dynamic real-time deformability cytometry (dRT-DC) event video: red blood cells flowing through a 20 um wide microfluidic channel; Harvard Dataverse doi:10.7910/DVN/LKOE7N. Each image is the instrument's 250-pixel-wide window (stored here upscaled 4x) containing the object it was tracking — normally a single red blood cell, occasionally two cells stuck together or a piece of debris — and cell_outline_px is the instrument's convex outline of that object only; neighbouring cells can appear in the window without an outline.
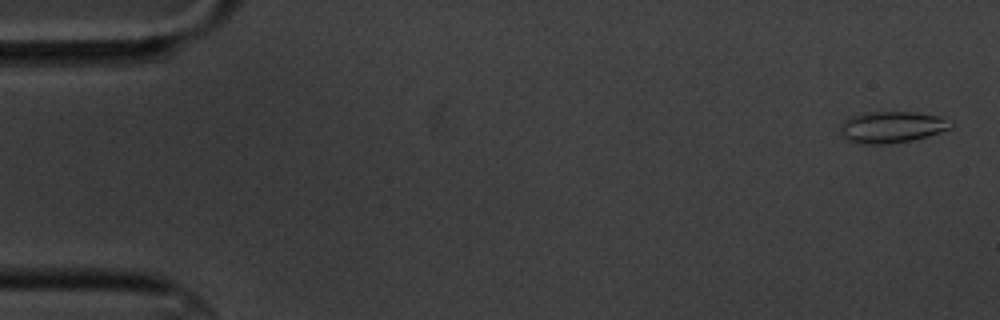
{"species": "common noctule bat (a hibernating species)", "species_latin": "Nyctalus noctula", "temperature_condition": "cold", "stored_images_in_passage": 15, "camera_frame_rate_fps": 3000, "um_per_image_px": 0.085, "animal": {"sex": "male", "body_mass_g": 20.1, "forearm_length_mm": 53.5}, "frame": {"image": 1, "passage_image": 1, "time_ms": 0.0, "image_size_px": [1000, 320], "cell_outline_px": [[956, 124], [952, 128], [928, 136], [912, 140], [892, 144], [856, 144], [844, 140], [840, 136], [840, 128], [844, 120], [848, 116], [868, 112], [916, 112], [940, 116]], "centroid_in_image_um": [75.77, 10.81], "position_along_channel_um": 9.2, "area_um2": 20.81}}
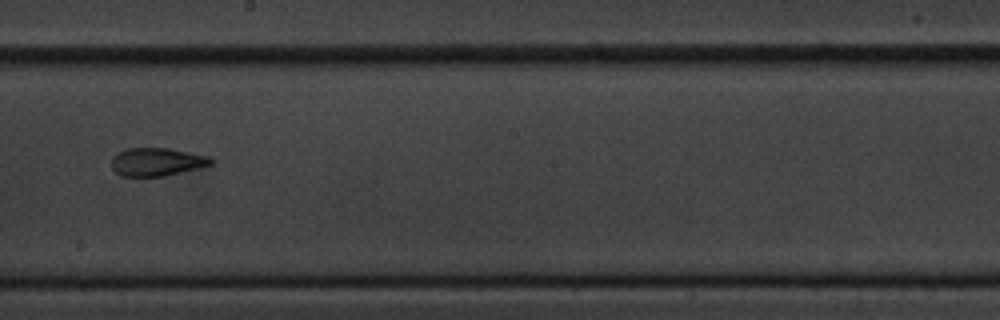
{"frame": {"image": 2, "passage_image": 9, "time_ms": 10.333, "image_size_px": [1000, 320], "cell_outline_px": [[212, 164], [164, 176], [120, 176], [112, 168], [112, 156], [116, 152], [124, 148], [168, 148], [208, 156], [212, 160]], "centroid_in_image_um": [13.25, 13.75], "position_along_channel_um": 234.9, "area_um2": 16.18}}
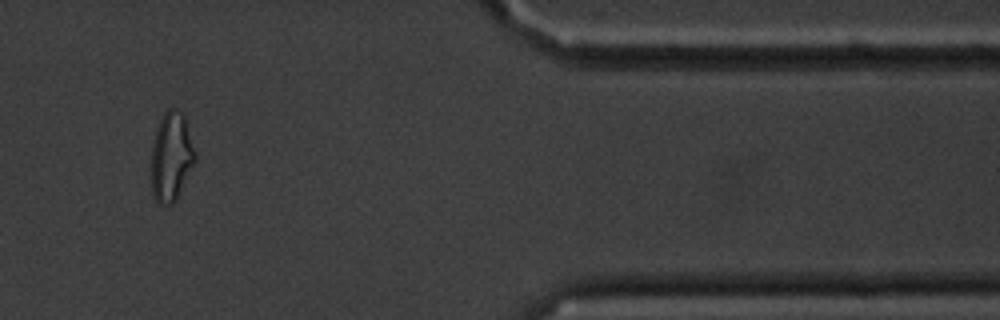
{"frame": {"image": 3, "passage_image": 13, "time_ms": 16.0, "image_size_px": [1000, 320], "cell_outline_px": [[196, 160], [176, 200], [172, 204], [160, 204], [152, 196], [152, 144], [156, 128], [164, 112], [168, 108], [176, 108], [184, 112], [196, 152]], "centroid_in_image_um": [14.58, 13.28], "position_along_channel_um": 396.8, "area_um2": 23.0}, "authors_computed_cell_mechanics": {"area_um2": 18.3804, "velocity_mm_per_s": 3.439, "shape_relaxation_time_tau1_ms": null, "shape_relaxation_time_tau2_ms": 1.8825, "deformation_change_tau1": null, "deformation_change_tau2": 0.0807}}